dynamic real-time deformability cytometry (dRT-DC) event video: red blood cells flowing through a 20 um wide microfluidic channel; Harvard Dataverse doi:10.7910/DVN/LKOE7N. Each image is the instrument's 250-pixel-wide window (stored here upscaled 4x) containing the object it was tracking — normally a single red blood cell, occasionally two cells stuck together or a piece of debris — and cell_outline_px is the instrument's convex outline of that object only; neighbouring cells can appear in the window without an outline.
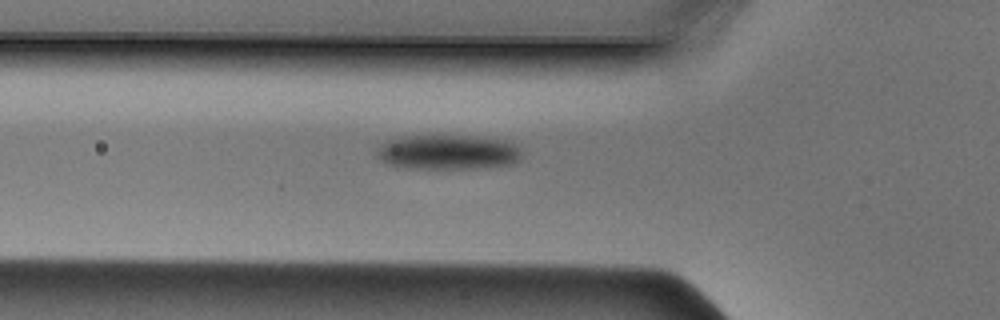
{"species": "Egyptian fruit bat (a non-hibernating species)", "species_latin": "Rousettus aegyptiacus", "temperature_condition": "cold", "stored_images_in_passage": 30, "camera_frame_rate_fps": 3000, "um_per_image_px": 0.085, "animal": {"sex": "male"}, "frame": {"image": 1, "passage_image": 2, "time_ms": 0.333, "image_size_px": [1000, 320], "cell_outline_px": [[520, 156], [512, 164], [484, 168], [408, 168], [388, 164], [380, 160], [376, 156], [376, 148], [388, 140], [404, 136], [468, 136], [504, 140], [520, 148]], "centroid_in_image_um": [38.02, 12.94], "position_along_channel_um": 87.8, "area_um2": 29.13}}
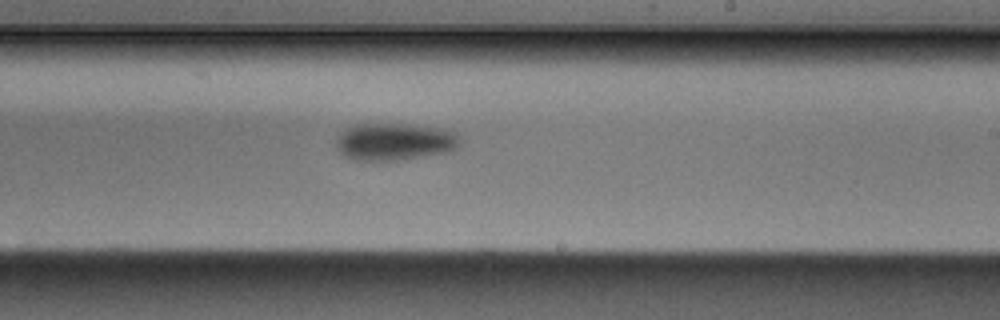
{"frame": {"image": 2, "passage_image": 14, "time_ms": 4.333, "image_size_px": [1000, 320], "cell_outline_px": [[460, 144], [456, 148], [448, 152], [400, 160], [352, 160], [340, 152], [336, 148], [336, 140], [352, 124], [408, 124], [440, 128], [456, 132], [460, 136]], "centroid_in_image_um": [33.57, 12.04], "position_along_channel_um": 255.4, "area_um2": 26.88}}
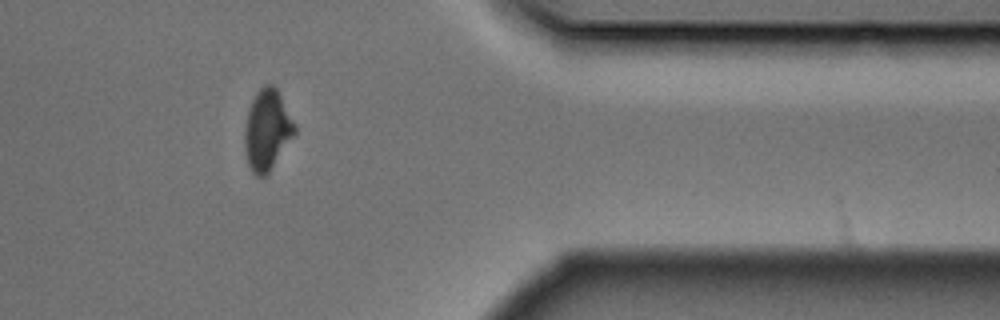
{"frame": {"image": 3, "passage_image": 25, "time_ms": 8.0, "image_size_px": [1000, 320], "cell_outline_px": [[296, 132], [268, 172], [264, 176], [256, 176], [252, 172], [248, 164], [244, 148], [244, 128], [248, 112], [252, 100], [256, 92], [264, 84], [272, 84], [276, 88], [296, 128]], "centroid_in_image_um": [22.67, 11.05], "position_along_channel_um": 388.7, "area_um2": 23.0}}